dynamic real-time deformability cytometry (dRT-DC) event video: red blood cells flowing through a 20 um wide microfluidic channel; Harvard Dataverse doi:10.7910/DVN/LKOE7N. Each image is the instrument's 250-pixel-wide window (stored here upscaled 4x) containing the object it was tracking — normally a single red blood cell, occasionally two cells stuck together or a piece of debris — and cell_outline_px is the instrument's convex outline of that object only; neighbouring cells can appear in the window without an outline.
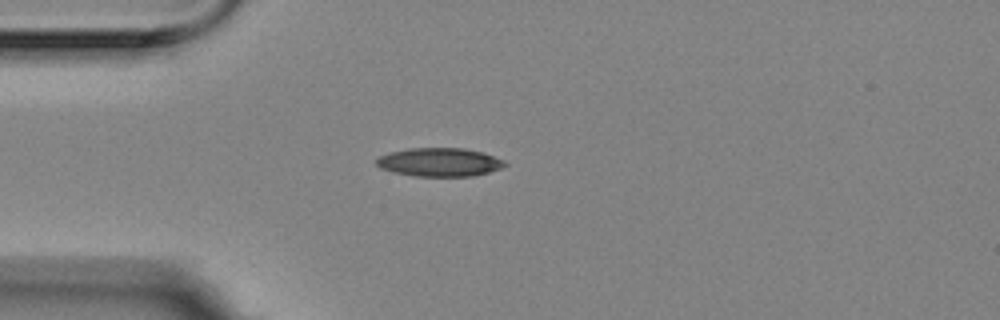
{"species": "Egyptian fruit bat (a non-hibernating species)", "species_latin": "Rousettus aegyptiacus", "temperature_condition": "room temperature", "stored_images_in_passage": 13, "camera_frame_rate_fps": 3000, "um_per_image_px": 0.085, "animal": {"sex": "female"}, "frame": {"image": 1, "passage_image": 1, "time_ms": 0.0, "image_size_px": [1000, 320], "cell_outline_px": [[508, 164], [500, 168], [488, 172], [472, 176], [412, 176], [380, 168], [376, 164], [376, 160], [380, 156], [392, 152], [408, 148], [464, 148], [484, 152], [504, 160]], "centroid_in_image_um": [37.38, 13.78], "position_along_channel_um": 47.6, "area_um2": 21.27}}
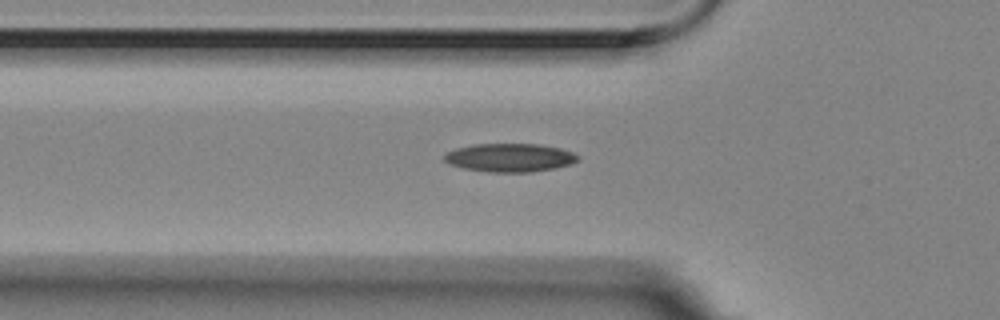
{"frame": {"image": 2, "passage_image": 5, "time_ms": 1.333, "image_size_px": [1000, 320], "cell_outline_px": [[580, 160], [572, 164], [556, 168], [532, 172], [488, 172], [464, 168], [448, 164], [444, 160], [444, 156], [448, 152], [456, 148], [472, 144], [536, 144], [560, 148], [572, 152], [580, 156]], "centroid_in_image_um": [43.36, 13.4], "position_along_channel_um": 82.4, "area_um2": 22.25}}
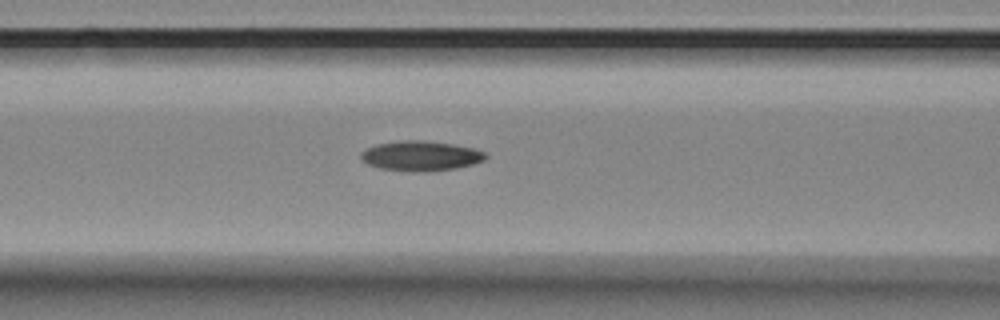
{"frame": {"image": 3, "passage_image": 9, "time_ms": 2.667, "image_size_px": [1000, 320], "cell_outline_px": [[488, 156], [484, 160], [472, 164], [456, 168], [428, 172], [412, 172], [380, 168], [368, 164], [360, 160], [360, 152], [364, 148], [376, 144], [400, 140], [424, 140], [452, 144], [472, 148], [484, 152]], "centroid_in_image_um": [35.7, 13.25], "position_along_channel_um": 130.9, "area_um2": 21.96}}